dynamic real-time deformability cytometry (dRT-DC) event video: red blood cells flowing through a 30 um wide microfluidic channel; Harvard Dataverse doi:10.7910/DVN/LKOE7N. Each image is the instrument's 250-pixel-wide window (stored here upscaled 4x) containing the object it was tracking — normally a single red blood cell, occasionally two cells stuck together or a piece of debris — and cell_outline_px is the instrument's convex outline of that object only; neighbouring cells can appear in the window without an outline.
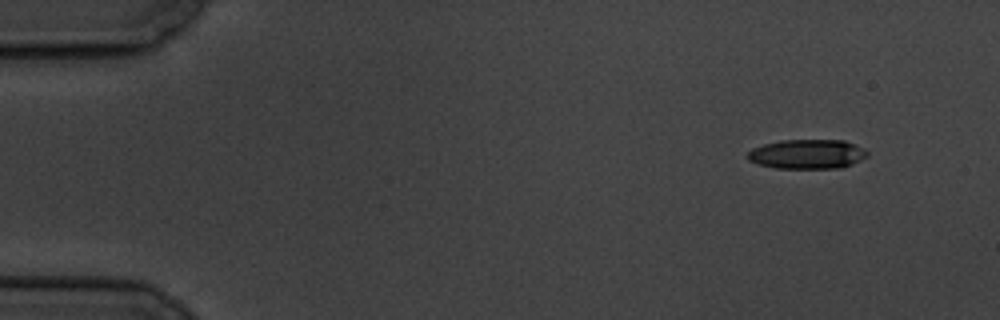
{"species": "common noctule bat (a hibernating species)", "species_latin": "Nyctalus noctula", "temperature_condition": "cold", "stored_images_in_passage": 5, "camera_frame_rate_fps": 3000, "um_per_image_px": 0.085, "animal": {"sex": "male", "body_mass_g": 19.5, "forearm_length_mm": 54.6}, "frame": {"image": 1, "passage_image": 1, "time_ms": 0.0, "image_size_px": [1000, 320], "cell_outline_px": [[868, 156], [852, 164], [840, 168], [776, 168], [756, 164], [748, 160], [748, 152], [752, 148], [764, 144], [780, 140], [844, 140], [856, 144], [864, 148], [868, 152]], "centroid_in_image_um": [68.62, 13.09], "position_along_channel_um": 16.4, "area_um2": 20.69}}
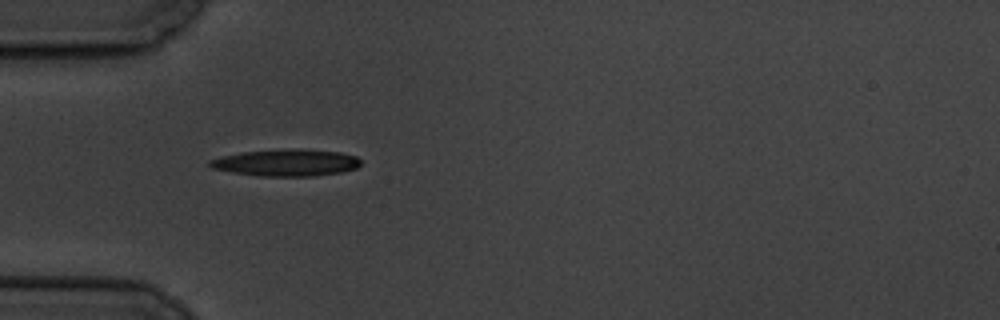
{"frame": {"image": 2, "passage_image": 4, "time_ms": 4.333, "image_size_px": [1000, 320], "cell_outline_px": [[360, 164], [356, 168], [344, 172], [312, 176], [260, 176], [232, 172], [212, 168], [208, 164], [208, 160], [240, 152], [340, 152], [356, 156], [360, 160]], "centroid_in_image_um": [24.32, 13.89], "position_along_channel_um": 60.7, "area_um2": 22.2}}
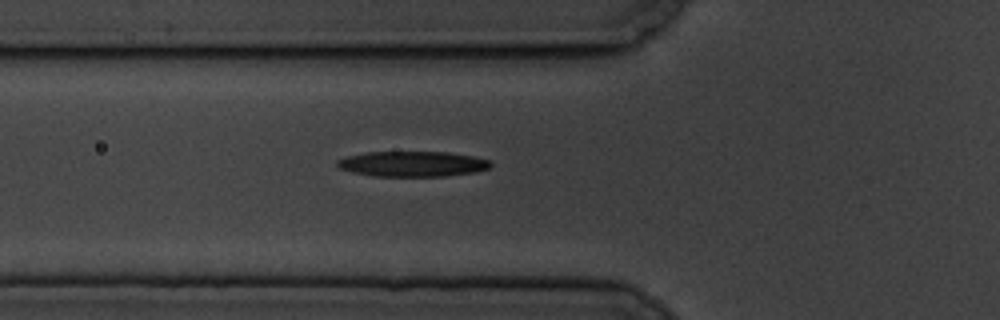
{"frame": {"image": 3, "passage_image": 5, "time_ms": 5.333, "image_size_px": [1000, 320], "cell_outline_px": [[492, 164], [488, 168], [476, 172], [444, 176], [376, 176], [352, 172], [340, 168], [336, 164], [336, 160], [348, 156], [368, 152], [448, 152], [472, 156], [492, 160]], "centroid_in_image_um": [35.09, 13.93], "position_along_channel_um": 90.7, "area_um2": 22.6}}